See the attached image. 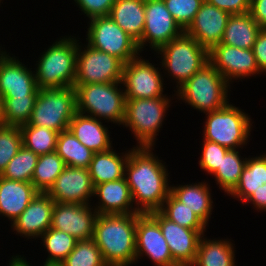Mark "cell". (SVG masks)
<instances>
[{
  "mask_svg": "<svg viewBox=\"0 0 266 266\" xmlns=\"http://www.w3.org/2000/svg\"><path fill=\"white\" fill-rule=\"evenodd\" d=\"M153 150L134 146L125 166V178L139 213L158 211L171 192L168 168Z\"/></svg>",
  "mask_w": 266,
  "mask_h": 266,
  "instance_id": "1",
  "label": "cell"
},
{
  "mask_svg": "<svg viewBox=\"0 0 266 266\" xmlns=\"http://www.w3.org/2000/svg\"><path fill=\"white\" fill-rule=\"evenodd\" d=\"M137 213L98 215L94 242L108 266L136 264Z\"/></svg>",
  "mask_w": 266,
  "mask_h": 266,
  "instance_id": "2",
  "label": "cell"
},
{
  "mask_svg": "<svg viewBox=\"0 0 266 266\" xmlns=\"http://www.w3.org/2000/svg\"><path fill=\"white\" fill-rule=\"evenodd\" d=\"M72 37L56 40L41 53L34 68L39 89L74 87L79 40Z\"/></svg>",
  "mask_w": 266,
  "mask_h": 266,
  "instance_id": "3",
  "label": "cell"
},
{
  "mask_svg": "<svg viewBox=\"0 0 266 266\" xmlns=\"http://www.w3.org/2000/svg\"><path fill=\"white\" fill-rule=\"evenodd\" d=\"M230 86L208 62L174 92L176 99L182 100L193 109L207 113L218 110L229 102Z\"/></svg>",
  "mask_w": 266,
  "mask_h": 266,
  "instance_id": "4",
  "label": "cell"
},
{
  "mask_svg": "<svg viewBox=\"0 0 266 266\" xmlns=\"http://www.w3.org/2000/svg\"><path fill=\"white\" fill-rule=\"evenodd\" d=\"M120 84L122 83L76 84L74 88L77 112L101 121L122 125L125 118L126 97Z\"/></svg>",
  "mask_w": 266,
  "mask_h": 266,
  "instance_id": "5",
  "label": "cell"
},
{
  "mask_svg": "<svg viewBox=\"0 0 266 266\" xmlns=\"http://www.w3.org/2000/svg\"><path fill=\"white\" fill-rule=\"evenodd\" d=\"M156 53L161 55V68L181 87L197 71L209 62V51L193 37L183 32L180 36L160 47ZM176 80V81H175Z\"/></svg>",
  "mask_w": 266,
  "mask_h": 266,
  "instance_id": "6",
  "label": "cell"
},
{
  "mask_svg": "<svg viewBox=\"0 0 266 266\" xmlns=\"http://www.w3.org/2000/svg\"><path fill=\"white\" fill-rule=\"evenodd\" d=\"M204 114L207 118L202 134L204 140L227 149H242L247 145L253 123L242 109L228 102L224 107Z\"/></svg>",
  "mask_w": 266,
  "mask_h": 266,
  "instance_id": "7",
  "label": "cell"
},
{
  "mask_svg": "<svg viewBox=\"0 0 266 266\" xmlns=\"http://www.w3.org/2000/svg\"><path fill=\"white\" fill-rule=\"evenodd\" d=\"M168 96L151 99H126L123 127H129L137 141V147H153L157 132L163 126L166 112L171 107Z\"/></svg>",
  "mask_w": 266,
  "mask_h": 266,
  "instance_id": "8",
  "label": "cell"
},
{
  "mask_svg": "<svg viewBox=\"0 0 266 266\" xmlns=\"http://www.w3.org/2000/svg\"><path fill=\"white\" fill-rule=\"evenodd\" d=\"M77 113L74 87L39 89L29 125L46 127L57 132L69 128Z\"/></svg>",
  "mask_w": 266,
  "mask_h": 266,
  "instance_id": "9",
  "label": "cell"
},
{
  "mask_svg": "<svg viewBox=\"0 0 266 266\" xmlns=\"http://www.w3.org/2000/svg\"><path fill=\"white\" fill-rule=\"evenodd\" d=\"M86 42L92 48L120 59L124 64L140 56L137 42L110 16L89 19Z\"/></svg>",
  "mask_w": 266,
  "mask_h": 266,
  "instance_id": "10",
  "label": "cell"
},
{
  "mask_svg": "<svg viewBox=\"0 0 266 266\" xmlns=\"http://www.w3.org/2000/svg\"><path fill=\"white\" fill-rule=\"evenodd\" d=\"M77 48L76 84L121 82L124 63L106 52L92 48L86 43ZM84 50H83V49Z\"/></svg>",
  "mask_w": 266,
  "mask_h": 266,
  "instance_id": "11",
  "label": "cell"
},
{
  "mask_svg": "<svg viewBox=\"0 0 266 266\" xmlns=\"http://www.w3.org/2000/svg\"><path fill=\"white\" fill-rule=\"evenodd\" d=\"M137 58L130 60L123 67L121 85L125 88L126 99H151L164 95V74L161 68L154 67L149 60ZM159 69V70H158Z\"/></svg>",
  "mask_w": 266,
  "mask_h": 266,
  "instance_id": "12",
  "label": "cell"
},
{
  "mask_svg": "<svg viewBox=\"0 0 266 266\" xmlns=\"http://www.w3.org/2000/svg\"><path fill=\"white\" fill-rule=\"evenodd\" d=\"M183 32L163 0H145L144 30L142 38L137 42L140 53L148 44L156 52Z\"/></svg>",
  "mask_w": 266,
  "mask_h": 266,
  "instance_id": "13",
  "label": "cell"
},
{
  "mask_svg": "<svg viewBox=\"0 0 266 266\" xmlns=\"http://www.w3.org/2000/svg\"><path fill=\"white\" fill-rule=\"evenodd\" d=\"M135 240L136 263L146 256L156 266H179L172 258L158 222L149 213H137Z\"/></svg>",
  "mask_w": 266,
  "mask_h": 266,
  "instance_id": "14",
  "label": "cell"
},
{
  "mask_svg": "<svg viewBox=\"0 0 266 266\" xmlns=\"http://www.w3.org/2000/svg\"><path fill=\"white\" fill-rule=\"evenodd\" d=\"M98 212L90 204L55 202L50 228L70 234L78 241L94 238Z\"/></svg>",
  "mask_w": 266,
  "mask_h": 266,
  "instance_id": "15",
  "label": "cell"
},
{
  "mask_svg": "<svg viewBox=\"0 0 266 266\" xmlns=\"http://www.w3.org/2000/svg\"><path fill=\"white\" fill-rule=\"evenodd\" d=\"M209 62L229 84L232 80L262 74L252 49H241L220 43L209 51Z\"/></svg>",
  "mask_w": 266,
  "mask_h": 266,
  "instance_id": "16",
  "label": "cell"
},
{
  "mask_svg": "<svg viewBox=\"0 0 266 266\" xmlns=\"http://www.w3.org/2000/svg\"><path fill=\"white\" fill-rule=\"evenodd\" d=\"M0 46V95L1 98H26L38 94L35 72L17 57H11ZM8 53V54H7Z\"/></svg>",
  "mask_w": 266,
  "mask_h": 266,
  "instance_id": "17",
  "label": "cell"
},
{
  "mask_svg": "<svg viewBox=\"0 0 266 266\" xmlns=\"http://www.w3.org/2000/svg\"><path fill=\"white\" fill-rule=\"evenodd\" d=\"M243 204H253L258 211H266V154L248 157L235 189L228 195Z\"/></svg>",
  "mask_w": 266,
  "mask_h": 266,
  "instance_id": "18",
  "label": "cell"
},
{
  "mask_svg": "<svg viewBox=\"0 0 266 266\" xmlns=\"http://www.w3.org/2000/svg\"><path fill=\"white\" fill-rule=\"evenodd\" d=\"M149 214L158 222L173 260L179 266H191L195 261L202 234L168 220L159 211Z\"/></svg>",
  "mask_w": 266,
  "mask_h": 266,
  "instance_id": "19",
  "label": "cell"
},
{
  "mask_svg": "<svg viewBox=\"0 0 266 266\" xmlns=\"http://www.w3.org/2000/svg\"><path fill=\"white\" fill-rule=\"evenodd\" d=\"M47 194L54 202L91 204L94 186L89 169L66 166Z\"/></svg>",
  "mask_w": 266,
  "mask_h": 266,
  "instance_id": "20",
  "label": "cell"
},
{
  "mask_svg": "<svg viewBox=\"0 0 266 266\" xmlns=\"http://www.w3.org/2000/svg\"><path fill=\"white\" fill-rule=\"evenodd\" d=\"M230 16V13L204 1L184 32L210 51L220 44Z\"/></svg>",
  "mask_w": 266,
  "mask_h": 266,
  "instance_id": "21",
  "label": "cell"
},
{
  "mask_svg": "<svg viewBox=\"0 0 266 266\" xmlns=\"http://www.w3.org/2000/svg\"><path fill=\"white\" fill-rule=\"evenodd\" d=\"M54 200L47 194L38 192L30 204L11 223L16 234L27 239L40 238L51 226Z\"/></svg>",
  "mask_w": 266,
  "mask_h": 266,
  "instance_id": "22",
  "label": "cell"
},
{
  "mask_svg": "<svg viewBox=\"0 0 266 266\" xmlns=\"http://www.w3.org/2000/svg\"><path fill=\"white\" fill-rule=\"evenodd\" d=\"M98 204L92 206L100 215L134 214L136 209L126 178L101 183L94 187Z\"/></svg>",
  "mask_w": 266,
  "mask_h": 266,
  "instance_id": "23",
  "label": "cell"
},
{
  "mask_svg": "<svg viewBox=\"0 0 266 266\" xmlns=\"http://www.w3.org/2000/svg\"><path fill=\"white\" fill-rule=\"evenodd\" d=\"M37 194L32 183L10 180L0 175V216H5L12 223Z\"/></svg>",
  "mask_w": 266,
  "mask_h": 266,
  "instance_id": "24",
  "label": "cell"
},
{
  "mask_svg": "<svg viewBox=\"0 0 266 266\" xmlns=\"http://www.w3.org/2000/svg\"><path fill=\"white\" fill-rule=\"evenodd\" d=\"M68 129L84 146L94 153L105 152L113 147L109 128L95 117L77 112L70 121Z\"/></svg>",
  "mask_w": 266,
  "mask_h": 266,
  "instance_id": "25",
  "label": "cell"
},
{
  "mask_svg": "<svg viewBox=\"0 0 266 266\" xmlns=\"http://www.w3.org/2000/svg\"><path fill=\"white\" fill-rule=\"evenodd\" d=\"M171 194L193 212L206 224L210 221L213 209L210 185L198 182L185 185H170Z\"/></svg>",
  "mask_w": 266,
  "mask_h": 266,
  "instance_id": "26",
  "label": "cell"
},
{
  "mask_svg": "<svg viewBox=\"0 0 266 266\" xmlns=\"http://www.w3.org/2000/svg\"><path fill=\"white\" fill-rule=\"evenodd\" d=\"M129 151L120 153L122 154L120 156L119 152L117 153L113 148L105 152L94 153L88 168L93 186L124 178Z\"/></svg>",
  "mask_w": 266,
  "mask_h": 266,
  "instance_id": "27",
  "label": "cell"
},
{
  "mask_svg": "<svg viewBox=\"0 0 266 266\" xmlns=\"http://www.w3.org/2000/svg\"><path fill=\"white\" fill-rule=\"evenodd\" d=\"M109 16L136 42L145 24V0H115Z\"/></svg>",
  "mask_w": 266,
  "mask_h": 266,
  "instance_id": "28",
  "label": "cell"
},
{
  "mask_svg": "<svg viewBox=\"0 0 266 266\" xmlns=\"http://www.w3.org/2000/svg\"><path fill=\"white\" fill-rule=\"evenodd\" d=\"M207 239L203 234L191 266H236L234 244L231 239Z\"/></svg>",
  "mask_w": 266,
  "mask_h": 266,
  "instance_id": "29",
  "label": "cell"
},
{
  "mask_svg": "<svg viewBox=\"0 0 266 266\" xmlns=\"http://www.w3.org/2000/svg\"><path fill=\"white\" fill-rule=\"evenodd\" d=\"M260 29L249 12L231 15L220 43L241 49H252Z\"/></svg>",
  "mask_w": 266,
  "mask_h": 266,
  "instance_id": "30",
  "label": "cell"
},
{
  "mask_svg": "<svg viewBox=\"0 0 266 266\" xmlns=\"http://www.w3.org/2000/svg\"><path fill=\"white\" fill-rule=\"evenodd\" d=\"M55 152L66 166L79 168H89L94 155V152L84 146L69 129L58 134Z\"/></svg>",
  "mask_w": 266,
  "mask_h": 266,
  "instance_id": "31",
  "label": "cell"
},
{
  "mask_svg": "<svg viewBox=\"0 0 266 266\" xmlns=\"http://www.w3.org/2000/svg\"><path fill=\"white\" fill-rule=\"evenodd\" d=\"M239 153V149H229L222 157L220 166L212 174L219 189L228 195L237 186L247 162V158L243 159Z\"/></svg>",
  "mask_w": 266,
  "mask_h": 266,
  "instance_id": "32",
  "label": "cell"
},
{
  "mask_svg": "<svg viewBox=\"0 0 266 266\" xmlns=\"http://www.w3.org/2000/svg\"><path fill=\"white\" fill-rule=\"evenodd\" d=\"M65 167L56 152L39 155L31 183L38 192L47 193Z\"/></svg>",
  "mask_w": 266,
  "mask_h": 266,
  "instance_id": "33",
  "label": "cell"
},
{
  "mask_svg": "<svg viewBox=\"0 0 266 266\" xmlns=\"http://www.w3.org/2000/svg\"><path fill=\"white\" fill-rule=\"evenodd\" d=\"M22 144L37 155L55 152L59 132L28 123L19 126Z\"/></svg>",
  "mask_w": 266,
  "mask_h": 266,
  "instance_id": "34",
  "label": "cell"
},
{
  "mask_svg": "<svg viewBox=\"0 0 266 266\" xmlns=\"http://www.w3.org/2000/svg\"><path fill=\"white\" fill-rule=\"evenodd\" d=\"M158 211L168 220L180 226L197 230L202 235L206 232V227H208L192 209L178 201L171 193Z\"/></svg>",
  "mask_w": 266,
  "mask_h": 266,
  "instance_id": "35",
  "label": "cell"
},
{
  "mask_svg": "<svg viewBox=\"0 0 266 266\" xmlns=\"http://www.w3.org/2000/svg\"><path fill=\"white\" fill-rule=\"evenodd\" d=\"M37 94L26 98H2L1 123L3 125L21 126L30 121Z\"/></svg>",
  "mask_w": 266,
  "mask_h": 266,
  "instance_id": "36",
  "label": "cell"
},
{
  "mask_svg": "<svg viewBox=\"0 0 266 266\" xmlns=\"http://www.w3.org/2000/svg\"><path fill=\"white\" fill-rule=\"evenodd\" d=\"M40 238L49 254L44 263L55 264H60L71 253L78 241L70 234L53 228H49Z\"/></svg>",
  "mask_w": 266,
  "mask_h": 266,
  "instance_id": "37",
  "label": "cell"
},
{
  "mask_svg": "<svg viewBox=\"0 0 266 266\" xmlns=\"http://www.w3.org/2000/svg\"><path fill=\"white\" fill-rule=\"evenodd\" d=\"M39 155L22 146L1 174L10 180L31 183Z\"/></svg>",
  "mask_w": 266,
  "mask_h": 266,
  "instance_id": "38",
  "label": "cell"
},
{
  "mask_svg": "<svg viewBox=\"0 0 266 266\" xmlns=\"http://www.w3.org/2000/svg\"><path fill=\"white\" fill-rule=\"evenodd\" d=\"M61 266H108L93 239L77 241Z\"/></svg>",
  "mask_w": 266,
  "mask_h": 266,
  "instance_id": "39",
  "label": "cell"
},
{
  "mask_svg": "<svg viewBox=\"0 0 266 266\" xmlns=\"http://www.w3.org/2000/svg\"><path fill=\"white\" fill-rule=\"evenodd\" d=\"M23 146L19 126L0 125V175Z\"/></svg>",
  "mask_w": 266,
  "mask_h": 266,
  "instance_id": "40",
  "label": "cell"
},
{
  "mask_svg": "<svg viewBox=\"0 0 266 266\" xmlns=\"http://www.w3.org/2000/svg\"><path fill=\"white\" fill-rule=\"evenodd\" d=\"M175 21L185 30L193 21L204 0H163Z\"/></svg>",
  "mask_w": 266,
  "mask_h": 266,
  "instance_id": "41",
  "label": "cell"
},
{
  "mask_svg": "<svg viewBox=\"0 0 266 266\" xmlns=\"http://www.w3.org/2000/svg\"><path fill=\"white\" fill-rule=\"evenodd\" d=\"M202 152L199 162V166L205 172L212 174L217 170L220 166V162L222 157L226 154L229 150L218 143L210 142L207 140L202 139Z\"/></svg>",
  "mask_w": 266,
  "mask_h": 266,
  "instance_id": "42",
  "label": "cell"
},
{
  "mask_svg": "<svg viewBox=\"0 0 266 266\" xmlns=\"http://www.w3.org/2000/svg\"><path fill=\"white\" fill-rule=\"evenodd\" d=\"M89 19L95 17L109 16L115 0H74Z\"/></svg>",
  "mask_w": 266,
  "mask_h": 266,
  "instance_id": "43",
  "label": "cell"
},
{
  "mask_svg": "<svg viewBox=\"0 0 266 266\" xmlns=\"http://www.w3.org/2000/svg\"><path fill=\"white\" fill-rule=\"evenodd\" d=\"M206 3L216 6L231 15L245 14L250 11V4L247 0H204Z\"/></svg>",
  "mask_w": 266,
  "mask_h": 266,
  "instance_id": "44",
  "label": "cell"
},
{
  "mask_svg": "<svg viewBox=\"0 0 266 266\" xmlns=\"http://www.w3.org/2000/svg\"><path fill=\"white\" fill-rule=\"evenodd\" d=\"M259 70L266 74V28H261L252 47Z\"/></svg>",
  "mask_w": 266,
  "mask_h": 266,
  "instance_id": "45",
  "label": "cell"
},
{
  "mask_svg": "<svg viewBox=\"0 0 266 266\" xmlns=\"http://www.w3.org/2000/svg\"><path fill=\"white\" fill-rule=\"evenodd\" d=\"M249 13L261 28H266V0H253Z\"/></svg>",
  "mask_w": 266,
  "mask_h": 266,
  "instance_id": "46",
  "label": "cell"
},
{
  "mask_svg": "<svg viewBox=\"0 0 266 266\" xmlns=\"http://www.w3.org/2000/svg\"><path fill=\"white\" fill-rule=\"evenodd\" d=\"M8 266H31L30 263L27 262V260L21 255L12 256V258L9 261Z\"/></svg>",
  "mask_w": 266,
  "mask_h": 266,
  "instance_id": "47",
  "label": "cell"
},
{
  "mask_svg": "<svg viewBox=\"0 0 266 266\" xmlns=\"http://www.w3.org/2000/svg\"><path fill=\"white\" fill-rule=\"evenodd\" d=\"M1 115H2V98H1V95H0V125L2 124L1 123Z\"/></svg>",
  "mask_w": 266,
  "mask_h": 266,
  "instance_id": "48",
  "label": "cell"
},
{
  "mask_svg": "<svg viewBox=\"0 0 266 266\" xmlns=\"http://www.w3.org/2000/svg\"><path fill=\"white\" fill-rule=\"evenodd\" d=\"M43 266H61V265L55 263H44Z\"/></svg>",
  "mask_w": 266,
  "mask_h": 266,
  "instance_id": "49",
  "label": "cell"
}]
</instances>
